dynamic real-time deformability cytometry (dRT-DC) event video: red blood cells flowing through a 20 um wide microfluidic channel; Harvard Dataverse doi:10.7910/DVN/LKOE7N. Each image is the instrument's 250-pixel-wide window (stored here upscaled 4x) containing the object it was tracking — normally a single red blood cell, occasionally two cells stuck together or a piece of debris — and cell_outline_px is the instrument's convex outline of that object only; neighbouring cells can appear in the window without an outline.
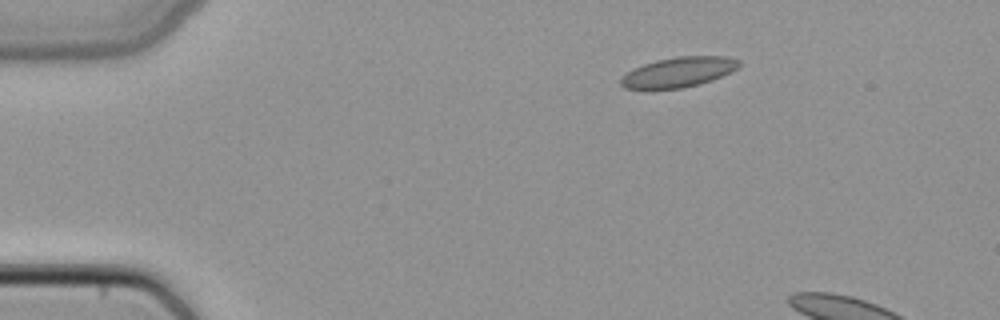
{"species": "common noctule bat (a hibernating species)", "species_latin": "Nyctalus noctula", "temperature_condition": "cold", "stored_images_in_passage": 3, "camera_frame_rate_fps": 3000, "um_per_image_px": 0.085, "animal": {"sex": "female", "body_mass_g": 22.7, "forearm_length_mm": 54.2}, "frame": {"image": 1, "passage_image": 1, "time_ms": 0.0, "image_size_px": [1000, 320], "cell_outline_px": [[740, 64], [732, 72], [712, 80], [700, 84], [684, 88], [652, 92], [624, 88], [620, 84], [620, 80], [628, 72], [644, 64], [656, 60], [676, 56], [728, 56], [740, 60]], "centroid_in_image_um": [57.65, 6.18], "position_along_channel_um": 27.4, "area_um2": 21.39}}